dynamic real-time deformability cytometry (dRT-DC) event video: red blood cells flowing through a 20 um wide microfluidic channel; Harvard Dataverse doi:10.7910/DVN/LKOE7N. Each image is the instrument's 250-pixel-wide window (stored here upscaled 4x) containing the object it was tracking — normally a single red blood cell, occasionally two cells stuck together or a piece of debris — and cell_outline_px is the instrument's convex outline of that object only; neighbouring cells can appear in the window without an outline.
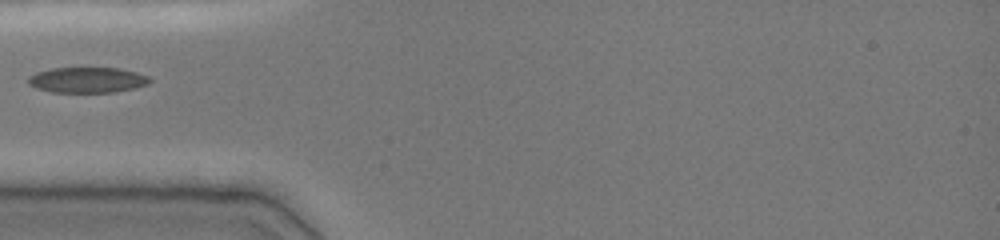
{"species": "common noctule bat (a hibernating species)", "species_latin": "Nyctalus noctula", "temperature_condition": "cold", "stored_images_in_passage": 51, "camera_frame_rate_fps": 3000, "um_per_image_px": 0.085, "animal": {"sex": "female", "body_mass_g": 19.0, "forearm_length_mm": 51.5}, "frame": {"image": 1, "passage_image": 1, "time_ms": 0.0, "image_size_px": [1000, 240], "cell_outline_px": [[152, 80], [148, 84], [136, 88], [116, 92], [52, 92], [36, 88], [28, 84], [28, 76], [36, 72], [52, 68], [120, 68], [136, 72], [148, 76]], "centroid_in_image_um": [7.43, 6.8], "position_along_channel_um": 77.6, "area_um2": 18.21}}
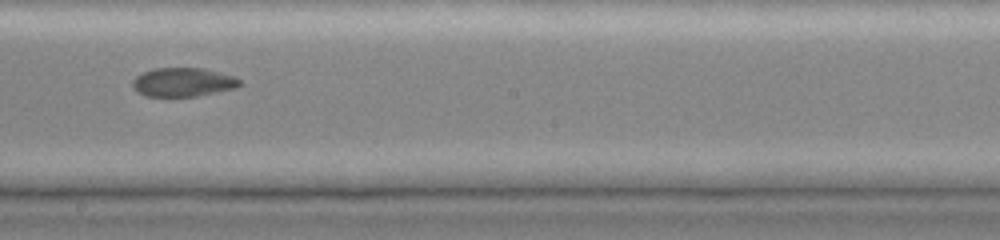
{"frame": {"image": 2, "passage_image": 23, "time_ms": 4.0, "image_size_px": [1000, 240], "cell_outline_px": [[244, 84], [236, 88], [196, 96], [144, 96], [136, 92], [132, 88], [132, 80], [136, 76], [152, 68], [204, 68], [236, 76]], "centroid_in_image_um": [15.57, 6.98], "position_along_channel_um": 232.6, "area_um2": 18.26}}
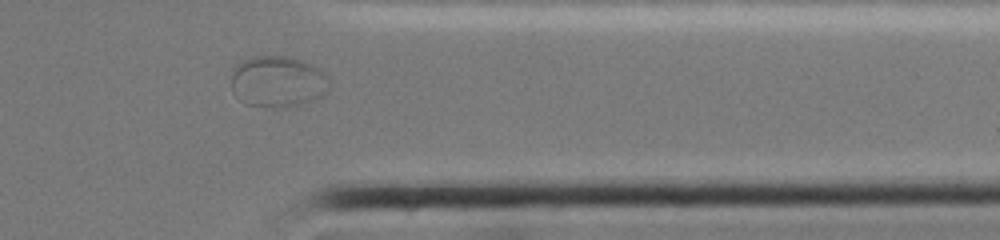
{"frame": {"image": 3, "passage_image": 39, "time_ms": 8.0, "image_size_px": [1000, 240], "cell_outline_px": [[332, 84], [324, 96], [316, 100], [284, 108], [244, 104], [232, 92], [232, 68], [240, 60], [252, 56], [288, 56], [300, 60], [320, 68], [328, 76]], "centroid_in_image_um": [23.63, 6.93], "position_along_channel_um": 387.8, "area_um2": 30.0}}